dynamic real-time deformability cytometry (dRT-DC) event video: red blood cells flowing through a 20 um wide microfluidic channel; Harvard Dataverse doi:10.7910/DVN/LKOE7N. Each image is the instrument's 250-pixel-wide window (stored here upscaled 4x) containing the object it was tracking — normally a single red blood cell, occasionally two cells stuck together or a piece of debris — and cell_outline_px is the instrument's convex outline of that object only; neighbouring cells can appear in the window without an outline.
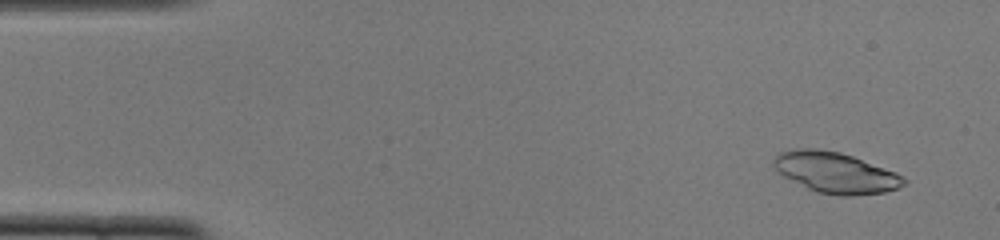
{"species": "common noctule bat (a hibernating species)", "species_latin": "Nyctalus noctula", "temperature_condition": "cold", "stored_images_in_passage": 51, "camera_frame_rate_fps": 3000, "um_per_image_px": 0.085, "animal": {"sex": "female", "body_mass_g": 22.0, "forearm_length_mm": 56.7}, "frame": {"image": 1, "passage_image": 3, "time_ms": 0.667, "image_size_px": [1000, 240], "cell_outline_px": [[908, 180], [900, 188], [884, 192], [852, 196], [840, 196], [816, 192], [776, 172], [772, 164], [772, 160], [780, 152], [796, 148], [816, 148], [840, 152], [852, 156], [896, 172], [904, 176]], "centroid_in_image_um": [71.02, 14.67], "position_along_channel_um": 14.0, "area_um2": 31.1}}